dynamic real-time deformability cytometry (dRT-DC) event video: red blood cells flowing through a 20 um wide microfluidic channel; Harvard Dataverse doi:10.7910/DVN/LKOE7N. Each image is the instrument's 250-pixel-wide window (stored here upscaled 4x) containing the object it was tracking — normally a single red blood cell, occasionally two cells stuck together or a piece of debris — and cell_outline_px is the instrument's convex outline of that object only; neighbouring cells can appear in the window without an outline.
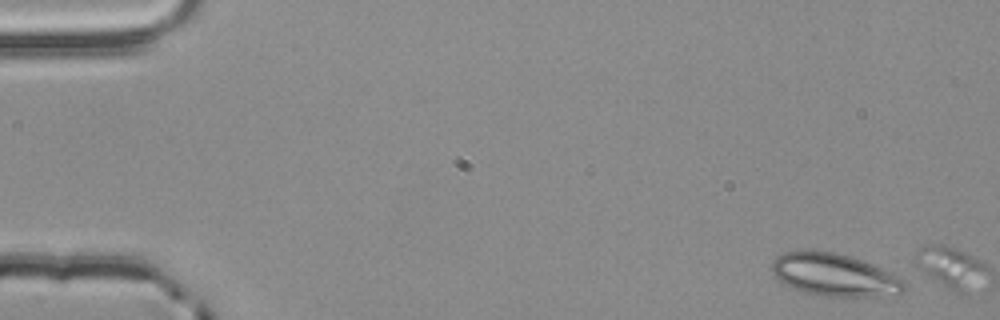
{"species": "common noctule bat (a hibernating species)", "species_latin": "Nyctalus noctula", "temperature_condition": "room temperature", "stored_images_in_passage": 2, "segment_of_instrument_passage": [1, 2], "camera_frame_rate_fps": 3000, "um_per_image_px": 0.085, "animal": {"sex": "male", "body_mass_g": 20.4}, "frame": {"image": 1, "passage_image": 1, "time_ms": 0.0, "image_size_px": [1000, 320], "cell_outline_px": [[908, 288], [900, 296], [884, 300], [824, 296], [804, 292], [780, 280], [772, 272], [772, 260], [776, 256], [784, 252], [836, 252], [852, 256], [908, 276]], "centroid_in_image_um": [71.25, 23.44], "position_along_channel_um": 13.7, "area_um2": 34.74}}